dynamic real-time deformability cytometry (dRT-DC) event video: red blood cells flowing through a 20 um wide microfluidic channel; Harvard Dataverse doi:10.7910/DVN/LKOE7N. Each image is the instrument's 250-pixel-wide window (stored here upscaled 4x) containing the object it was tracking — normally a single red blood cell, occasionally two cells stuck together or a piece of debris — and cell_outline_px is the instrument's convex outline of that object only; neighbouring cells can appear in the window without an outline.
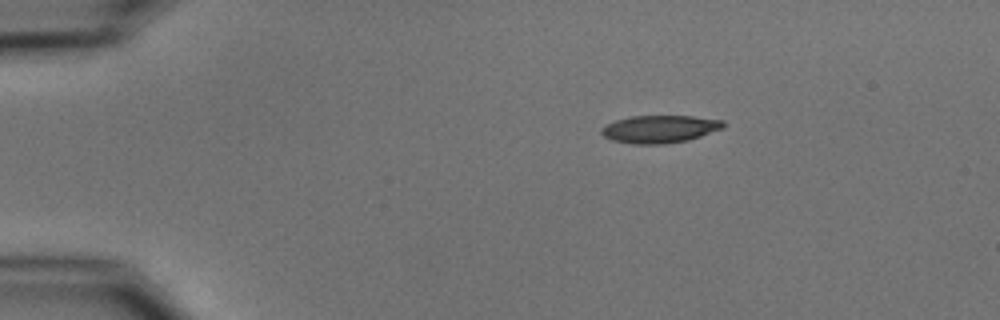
{"species": "common noctule bat (a hibernating species)", "species_latin": "Nyctalus noctula", "temperature_condition": "cold", "stored_images_in_passage": 3, "camera_frame_rate_fps": 3000, "um_per_image_px": 0.085, "animal": {"sex": "male", "body_mass_g": 15.6}, "frame": {"image": 1, "passage_image": 1, "time_ms": 0.0, "image_size_px": [1000, 320], "cell_outline_px": [[724, 128], [688, 140], [664, 144], [632, 144], [612, 140], [604, 136], [600, 132], [600, 128], [616, 120], [632, 116], [692, 116], [724, 120]], "centroid_in_image_um": [56.08, 10.97], "position_along_channel_um": 28.9, "area_um2": 19.59}}
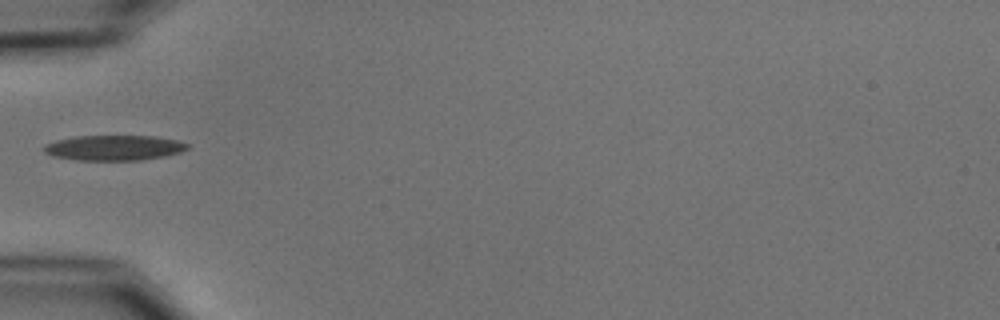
{"frame": {"image": 2, "passage_image": 3, "time_ms": 3.0, "image_size_px": [1000, 320], "cell_outline_px": [[188, 148], [180, 152], [164, 156], [140, 160], [76, 160], [52, 156], [44, 152], [40, 148], [44, 144], [56, 140], [72, 136], [156, 136], [176, 140], [188, 144]], "centroid_in_image_um": [9.62, 12.56], "position_along_channel_um": 75.4, "area_um2": 21.21}}